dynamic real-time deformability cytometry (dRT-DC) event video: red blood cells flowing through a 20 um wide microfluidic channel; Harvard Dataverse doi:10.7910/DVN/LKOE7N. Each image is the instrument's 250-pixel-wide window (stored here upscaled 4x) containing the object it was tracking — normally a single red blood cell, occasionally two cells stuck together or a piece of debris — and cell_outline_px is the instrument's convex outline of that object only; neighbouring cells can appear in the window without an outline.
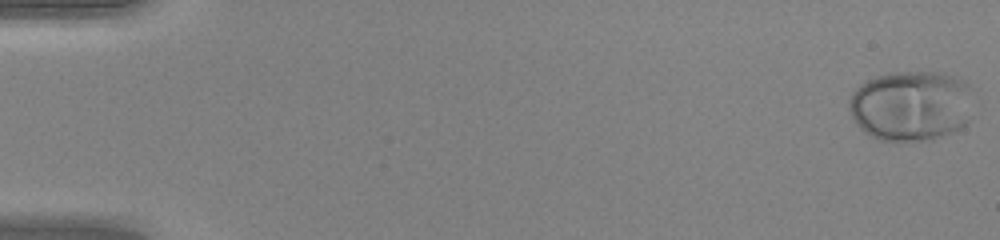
{"species": "human", "species_latin": "Homo sapiens", "temperature_condition": "warm", "stored_images_in_passage": 49, "camera_frame_rate_fps": 3000, "um_per_image_px": 0.085, "donor": {"sex": "female"}, "frame": {"image": 1, "passage_image": 1, "time_ms": 0.0, "image_size_px": [1000, 240], "cell_outline_px": [[972, 116], [960, 128], [952, 132], [932, 140], [880, 140], [864, 132], [860, 128], [852, 116], [848, 108], [848, 100], [852, 92], [860, 84], [876, 76], [896, 72], [944, 72], [964, 80], [968, 84]], "centroid_in_image_um": [77.43, 8.98], "position_along_channel_um": 7.6, "area_um2": 51.1}}
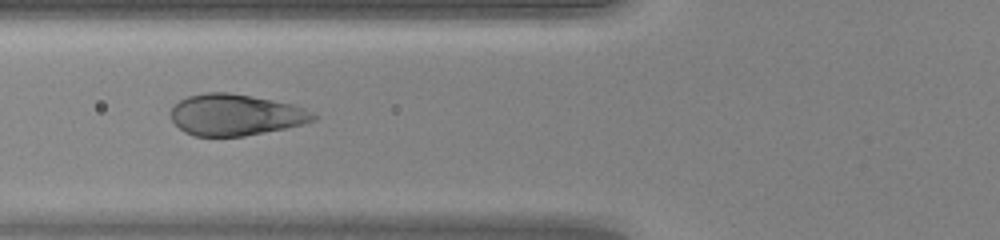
{"frame": {"image": 2, "passage_image": 20, "time_ms": 6.333, "image_size_px": [1000, 240], "cell_outline_px": [[320, 116], [316, 120], [304, 124], [244, 136], [196, 136], [184, 132], [172, 120], [172, 108], [180, 100], [188, 96], [208, 92], [228, 92], [252, 96], [292, 104], [304, 108]], "centroid_in_image_um": [20.06, 9.76], "position_along_channel_um": 105.7, "area_um2": 34.16}}
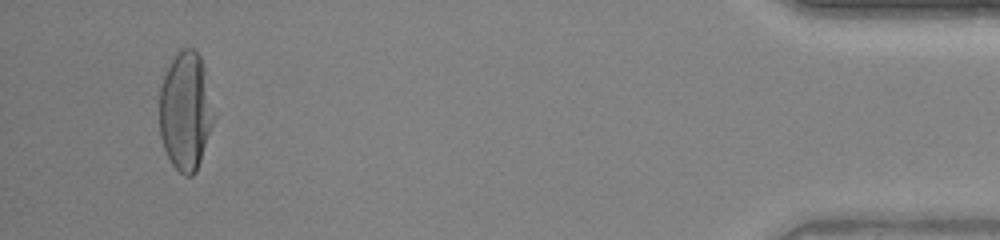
{"frame": {"image": 3, "passage_image": 47, "time_ms": 15.333, "image_size_px": [1000, 240], "cell_outline_px": [[216, 116], [196, 172], [192, 176], [184, 176], [172, 164], [164, 148], [160, 136], [160, 88], [164, 76], [172, 60], [184, 48], [192, 48], [200, 56], [204, 64]], "centroid_in_image_um": [15.8, 9.46], "position_along_channel_um": 419.4, "area_um2": 37.57}, "authors_computed_cell_mechanics": {"area_um2": 37.5122, "velocity_mm_per_s": 4.248, "shape_relaxation_time_tau1_ms": 2.7535, "shape_relaxation_time_tau2_ms": null, "deformation_change_tau1": 0.2087, "deformation_change_tau2": null}}